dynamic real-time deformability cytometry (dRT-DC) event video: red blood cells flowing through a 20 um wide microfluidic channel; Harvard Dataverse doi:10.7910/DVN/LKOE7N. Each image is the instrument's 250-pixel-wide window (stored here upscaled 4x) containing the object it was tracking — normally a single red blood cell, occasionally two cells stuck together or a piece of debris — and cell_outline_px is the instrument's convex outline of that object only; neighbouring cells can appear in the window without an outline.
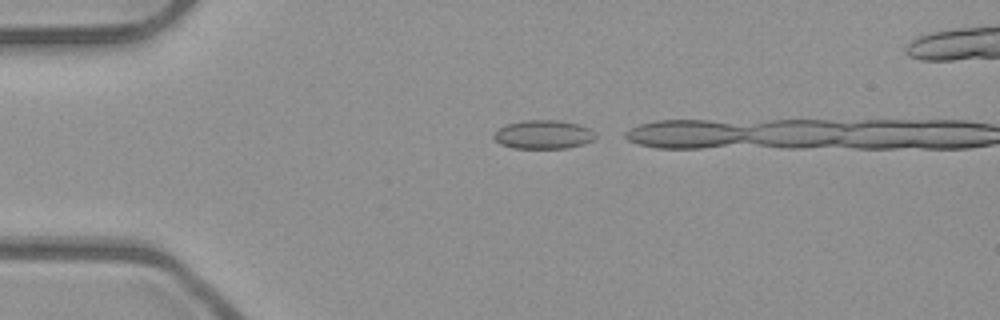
{"species": "common noctule bat (a hibernating species)", "species_latin": "Nyctalus noctula", "temperature_condition": "room temperature", "stored_images_in_passage": 5, "camera_frame_rate_fps": 3000, "um_per_image_px": 0.085, "animal": {"sex": "male", "body_mass_g": 23.1, "forearm_length_mm": 52.7}, "frame": {"image": 1, "passage_image": 1, "time_ms": 0.0, "image_size_px": [1000, 320], "cell_outline_px": [[596, 136], [592, 140], [584, 144], [568, 148], [512, 148], [500, 144], [492, 136], [500, 128], [508, 124], [524, 120], [556, 120], [576, 124], [588, 128], [596, 132]], "centroid_in_image_um": [46.19, 11.44], "position_along_channel_um": 38.8, "area_um2": 16.88}}